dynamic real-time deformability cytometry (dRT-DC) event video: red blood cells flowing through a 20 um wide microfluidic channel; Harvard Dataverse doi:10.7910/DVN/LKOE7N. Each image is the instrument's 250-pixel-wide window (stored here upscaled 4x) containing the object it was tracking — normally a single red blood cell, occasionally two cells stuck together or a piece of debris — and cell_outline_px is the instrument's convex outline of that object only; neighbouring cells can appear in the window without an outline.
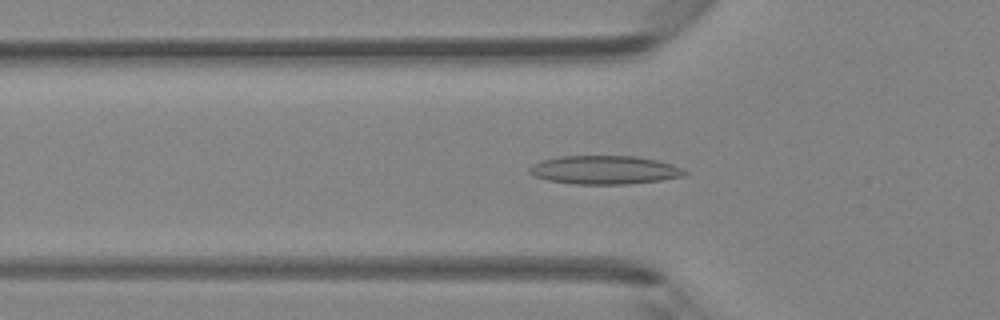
{"species": "Egyptian fruit bat (a non-hibernating species)", "species_latin": "Rousettus aegyptiacus", "temperature_condition": "room temperature", "stored_images_in_passage": 46, "camera_frame_rate_fps": 3000, "um_per_image_px": 0.085, "animal": {"sex": "female"}, "frame": {"image": 1, "passage_image": 15, "time_ms": 4.667, "image_size_px": [1000, 320], "cell_outline_px": [[688, 172], [684, 176], [660, 180], [628, 184], [572, 184], [548, 180], [532, 176], [528, 172], [528, 168], [532, 164], [540, 160], [560, 156], [636, 156], [656, 160], [672, 164]], "centroid_in_image_um": [51.33, 14.44], "position_along_channel_um": 74.5, "area_um2": 25.95}}
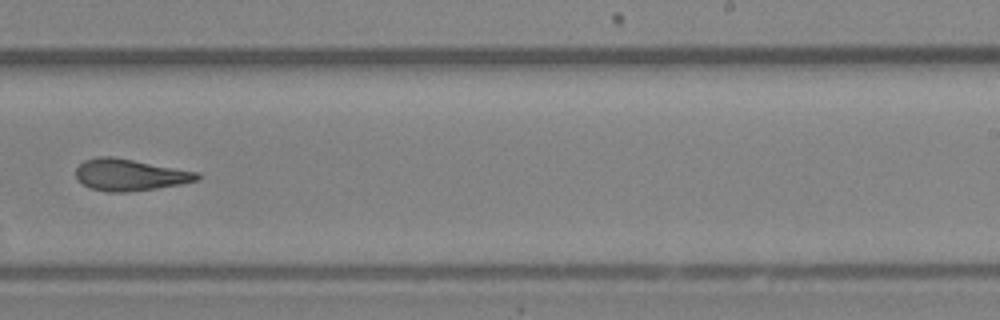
{"frame": {"image": 2, "passage_image": 29, "time_ms": 9.333, "image_size_px": [1000, 320], "cell_outline_px": [[200, 180], [180, 184], [156, 188], [128, 192], [108, 192], [92, 188], [76, 180], [76, 168], [84, 160], [96, 156], [112, 156], [200, 172]], "centroid_in_image_um": [11.04, 14.85], "position_along_channel_um": 278.0, "area_um2": 22.48}}
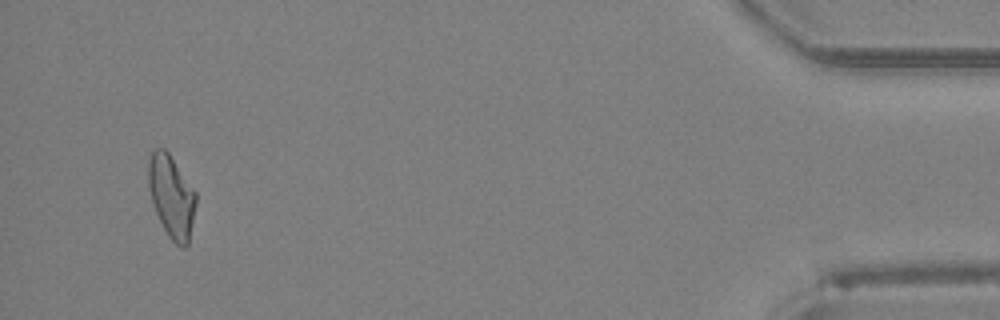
{"frame": {"image": 3, "passage_image": 44, "time_ms": 14.333, "image_size_px": [1000, 320], "cell_outline_px": [[196, 204], [188, 244], [184, 248], [180, 248], [168, 236], [156, 212], [148, 188], [148, 160], [152, 152], [156, 148], [164, 148], [168, 152], [196, 192]], "centroid_in_image_um": [14.58, 16.69], "position_along_channel_um": 420.6, "area_um2": 22.66}, "authors_computed_cell_mechanics": {"area_um2": 22.9466, "velocity_mm_per_s": 4.3654, "shape_relaxation_time_tau1_ms": 8.0298, "shape_relaxation_time_tau2_ms": 2.6104, "deformation_change_tau1": 0.1916, "deformation_change_tau2": 0.1241}}